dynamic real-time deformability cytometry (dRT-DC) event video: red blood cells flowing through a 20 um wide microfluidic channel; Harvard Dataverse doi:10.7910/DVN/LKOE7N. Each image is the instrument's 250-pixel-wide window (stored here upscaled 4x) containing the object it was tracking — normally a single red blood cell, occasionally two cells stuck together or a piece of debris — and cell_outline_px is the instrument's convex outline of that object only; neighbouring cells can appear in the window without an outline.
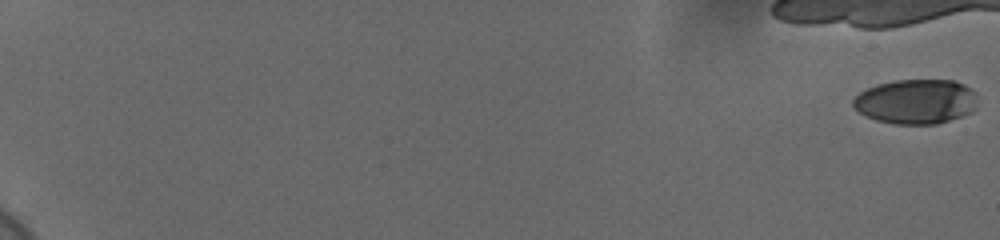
{"species": "human", "species_latin": "Homo sapiens", "temperature_condition": "cold", "stored_images_in_passage": 48, "camera_frame_rate_fps": 3000, "um_per_image_px": 0.085, "donor": {"sex": "female"}, "frame": {"image": 1, "passage_image": 1, "time_ms": 0.0, "image_size_px": [1000, 240], "cell_outline_px": [[976, 108], [972, 112], [936, 124], [892, 124], [876, 120], [860, 112], [852, 104], [852, 100], [860, 92], [868, 88], [880, 84], [896, 80], [952, 80], [964, 84], [976, 92]], "centroid_in_image_um": [77.88, 8.63], "position_along_channel_um": 7.1, "area_um2": 32.25}}
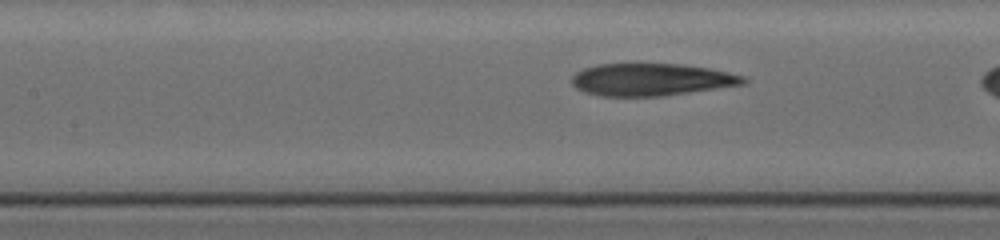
{"frame": {"image": 2, "passage_image": 29, "time_ms": 9.333, "image_size_px": [1000, 240], "cell_outline_px": [[748, 80], [744, 84], [660, 96], [600, 96], [584, 92], [576, 88], [572, 84], [572, 76], [576, 72], [584, 68], [600, 64], [680, 64], [708, 68], [728, 72], [744, 76]], "centroid_in_image_um": [55.33, 6.76], "position_along_channel_um": 152.1, "area_um2": 32.08}}
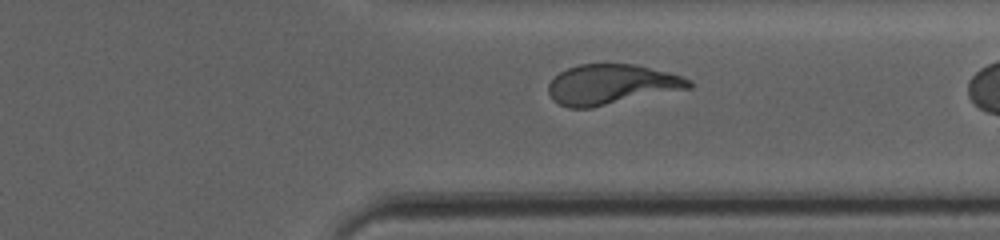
{"frame": {"image": 3, "passage_image": 46, "time_ms": 15.0, "image_size_px": [1000, 240], "cell_outline_px": [[692, 88], [588, 108], [568, 108], [552, 100], [548, 92], [548, 84], [560, 72], [568, 68], [580, 64], [636, 64], [668, 72], [692, 80]], "centroid_in_image_um": [51.97, 7.18], "position_along_channel_um": 359.4, "area_um2": 32.71}}